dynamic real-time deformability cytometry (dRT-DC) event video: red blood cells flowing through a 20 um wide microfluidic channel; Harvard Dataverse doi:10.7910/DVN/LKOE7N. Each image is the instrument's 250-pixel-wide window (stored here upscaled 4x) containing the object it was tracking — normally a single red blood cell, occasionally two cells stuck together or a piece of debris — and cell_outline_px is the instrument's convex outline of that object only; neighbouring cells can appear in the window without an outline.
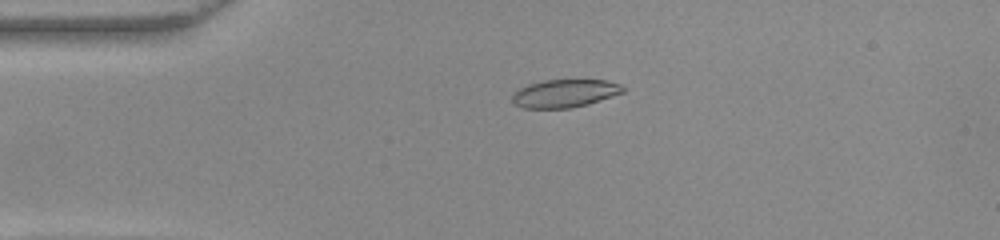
{"species": "common noctule bat (a hibernating species)", "species_latin": "Nyctalus noctula", "temperature_condition": "warm", "stored_images_in_passage": 53, "camera_frame_rate_fps": 3000, "um_per_image_px": 0.085, "animal": {"sex": "female", "body_mass_g": 22.0, "forearm_length_mm": 56.7}, "frame": {"image": 1, "passage_image": 12, "time_ms": 3.667, "image_size_px": [1000, 240], "cell_outline_px": [[624, 92], [588, 104], [568, 108], [524, 108], [512, 104], [512, 96], [520, 88], [528, 84], [544, 80], [608, 80], [620, 84], [624, 88]], "centroid_in_image_um": [47.99, 7.94], "position_along_channel_um": 37.0, "area_um2": 17.98}}
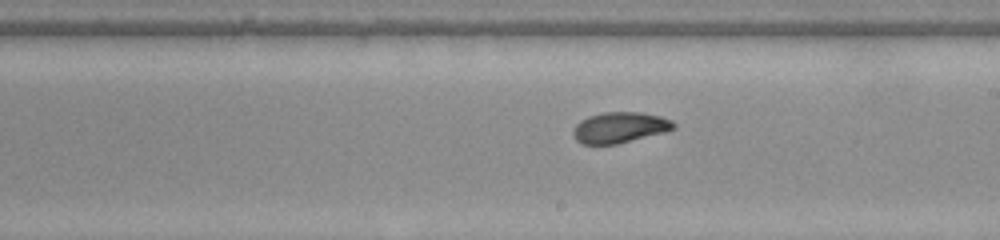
{"frame": {"image": 2, "passage_image": 30, "time_ms": 9.667, "image_size_px": [1000, 240], "cell_outline_px": [[676, 128], [664, 132], [616, 144], [580, 144], [576, 140], [572, 132], [576, 124], [580, 120], [588, 116], [604, 112], [640, 112], [660, 116], [672, 120], [676, 124]], "centroid_in_image_um": [52.67, 10.83], "position_along_channel_um": 236.3, "area_um2": 18.03}}
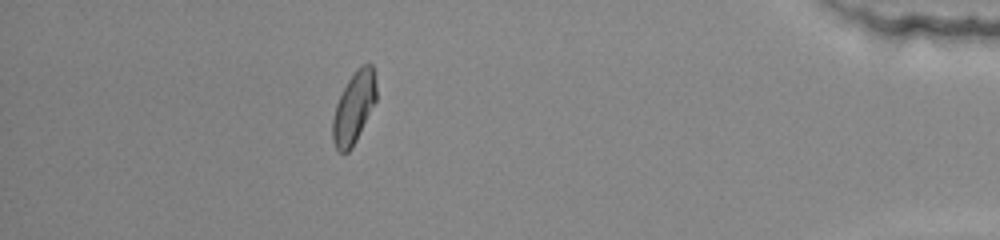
{"frame": {"image": 3, "passage_image": 47, "time_ms": 15.333, "image_size_px": [1000, 240], "cell_outline_px": [[376, 100], [352, 148], [348, 152], [340, 152], [336, 148], [332, 140], [332, 120], [336, 104], [348, 80], [356, 68], [360, 64], [372, 64], [376, 88]], "centroid_in_image_um": [30.06, 9.14], "position_along_channel_um": 405.1, "area_um2": 17.98}, "authors_computed_cell_mechanics": {"area_um2": 18.3226, "velocity_mm_per_s": 3.8794, "shape_relaxation_time_tau1_ms": 4.7431, "shape_relaxation_time_tau2_ms": 1.7924, "deformation_change_tau1": 0.1483, "deformation_change_tau2": 0.0574}}